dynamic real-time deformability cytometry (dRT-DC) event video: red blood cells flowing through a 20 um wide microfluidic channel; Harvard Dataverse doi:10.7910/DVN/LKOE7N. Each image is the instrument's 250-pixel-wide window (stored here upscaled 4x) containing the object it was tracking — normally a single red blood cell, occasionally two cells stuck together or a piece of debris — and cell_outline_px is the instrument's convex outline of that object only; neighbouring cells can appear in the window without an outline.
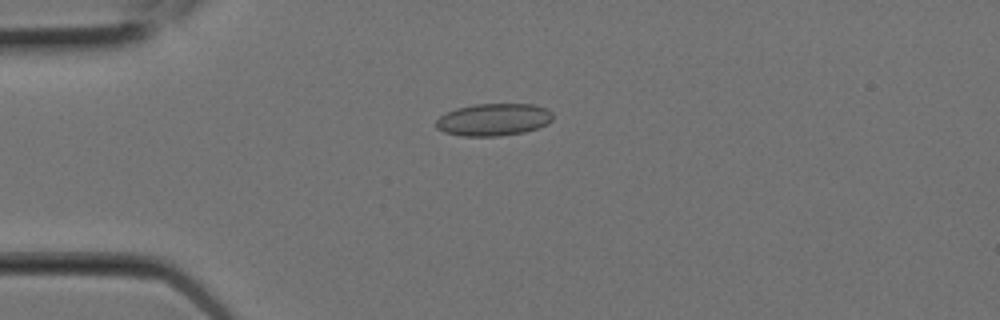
{"species": "Egyptian fruit bat (a non-hibernating species)", "species_latin": "Rousettus aegyptiacus", "temperature_condition": "room temperature", "stored_images_in_passage": 3, "camera_frame_rate_fps": 3000, "um_per_image_px": 0.085, "animal": {"sex": "female"}, "frame": {"image": 1, "passage_image": 2, "time_ms": 0.333, "image_size_px": [1000, 320], "cell_outline_px": [[552, 120], [548, 124], [540, 128], [524, 132], [500, 136], [460, 136], [444, 132], [436, 128], [436, 120], [440, 116], [456, 108], [476, 104], [532, 104], [548, 108], [552, 112]], "centroid_in_image_um": [41.98, 10.17], "position_along_channel_um": 43.0, "area_um2": 22.2}}